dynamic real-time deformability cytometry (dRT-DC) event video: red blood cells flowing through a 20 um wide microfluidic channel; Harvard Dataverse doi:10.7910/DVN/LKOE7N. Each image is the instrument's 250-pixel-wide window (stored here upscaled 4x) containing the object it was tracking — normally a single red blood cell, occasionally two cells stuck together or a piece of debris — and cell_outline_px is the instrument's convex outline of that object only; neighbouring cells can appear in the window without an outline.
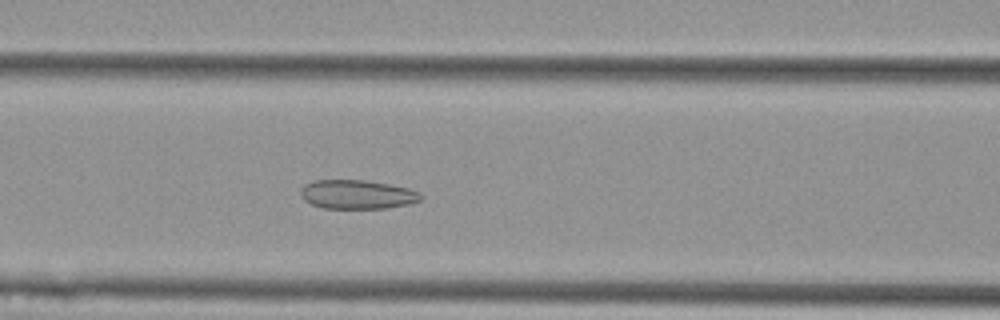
{"species": "Egyptian fruit bat (a non-hibernating species)", "species_latin": "Rousettus aegyptiacus", "temperature_condition": "cold", "stored_images_in_passage": 49, "camera_frame_rate_fps": 3000, "um_per_image_px": 0.085, "animal": {"sex": "female"}, "frame": {"image": 1, "passage_image": 18, "time_ms": 5.667, "image_size_px": [1000, 320], "cell_outline_px": [[424, 196], [420, 200], [408, 204], [384, 208], [324, 208], [312, 204], [304, 200], [300, 192], [300, 188], [304, 184], [312, 180], [364, 180], [388, 184], [408, 188], [420, 192]], "centroid_in_image_um": [30.34, 16.52], "position_along_channel_um": 136.3, "area_um2": 20.29}}
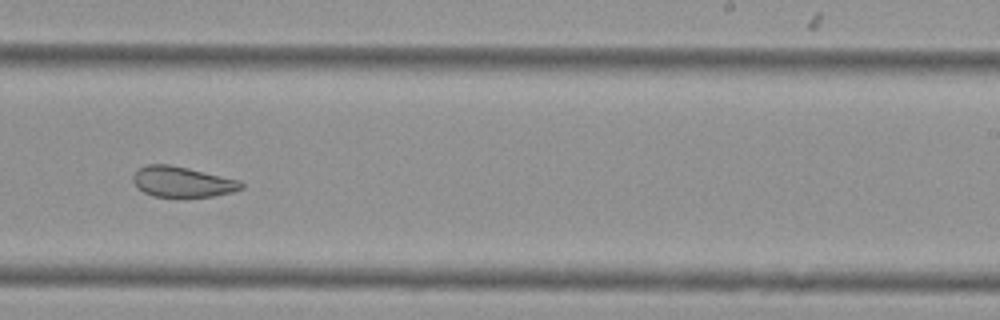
{"frame": {"image": 2, "passage_image": 29, "time_ms": 9.333, "image_size_px": [1000, 320], "cell_outline_px": [[244, 188], [232, 192], [212, 196], [152, 196], [144, 192], [132, 180], [132, 176], [140, 168], [148, 164], [168, 164], [188, 168], [240, 180], [244, 184]], "centroid_in_image_um": [15.52, 15.45], "position_along_channel_um": 273.5, "area_um2": 18.96}}
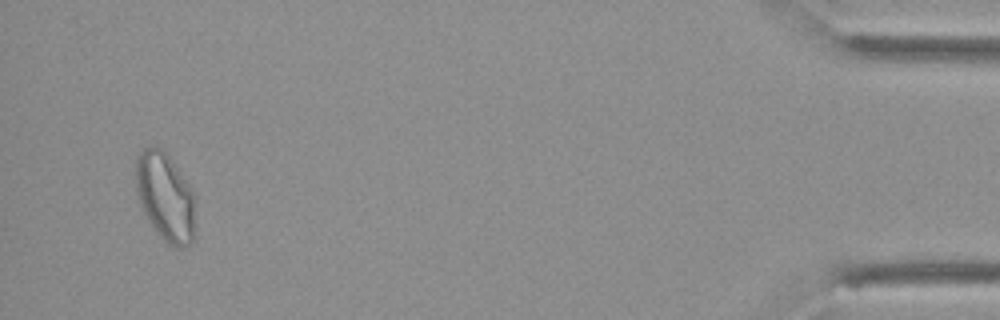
{"frame": {"image": 3, "passage_image": 47, "time_ms": 15.333, "image_size_px": [1000, 320], "cell_outline_px": [[196, 196], [192, 244], [184, 248], [176, 248], [168, 244], [152, 228], [140, 208], [136, 192], [136, 156], [148, 144], [156, 144], [168, 152]], "centroid_in_image_um": [14.04, 16.7], "position_along_channel_um": 421.2, "area_um2": 31.73}, "authors_computed_cell_mechanics": {"area_um2": 23.5824, "velocity_mm_per_s": 3.763, "shape_relaxation_time_tau1_ms": null, "shape_relaxation_time_tau2_ms": 1.6683, "deformation_change_tau1": null, "deformation_change_tau2": 0.0735}}